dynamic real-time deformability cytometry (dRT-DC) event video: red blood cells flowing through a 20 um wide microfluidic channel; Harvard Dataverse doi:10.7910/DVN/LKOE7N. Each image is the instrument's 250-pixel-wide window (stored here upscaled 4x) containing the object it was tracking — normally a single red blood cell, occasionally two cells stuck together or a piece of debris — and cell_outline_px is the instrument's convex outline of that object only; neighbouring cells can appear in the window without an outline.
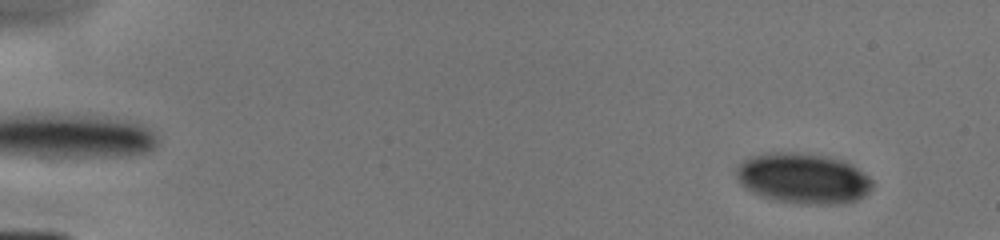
{"species": "human", "species_latin": "Homo sapiens", "temperature_condition": "cold", "stored_images_in_passage": 8, "camera_frame_rate_fps": 3000, "um_per_image_px": 0.085, "donor": {"sex": "male"}, "frame": {"image": 1, "passage_image": 3, "time_ms": 1.0, "image_size_px": [1000, 240], "cell_outline_px": [[872, 188], [864, 196], [856, 200], [836, 204], [800, 204], [776, 200], [760, 196], [744, 188], [740, 184], [736, 176], [736, 168], [744, 160], [752, 156], [772, 152], [792, 152], [824, 156], [844, 160], [868, 176], [872, 180]], "centroid_in_image_um": [68.24, 15.17], "position_along_channel_um": 16.8, "area_um2": 39.94}}
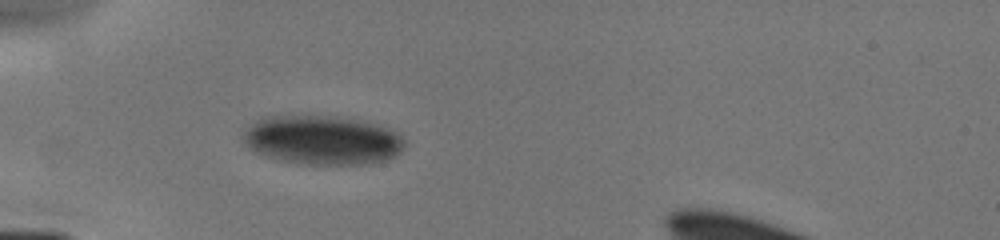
{"frame": {"image": 2, "passage_image": 8, "time_ms": 5.0, "image_size_px": [1000, 240], "cell_outline_px": [[404, 148], [396, 156], [384, 160], [368, 164], [300, 164], [280, 160], [256, 152], [244, 140], [244, 132], [252, 124], [264, 116], [336, 116], [376, 124], [400, 132], [404, 140]], "centroid_in_image_um": [27.46, 11.91], "position_along_channel_um": 57.5, "area_um2": 45.95}}